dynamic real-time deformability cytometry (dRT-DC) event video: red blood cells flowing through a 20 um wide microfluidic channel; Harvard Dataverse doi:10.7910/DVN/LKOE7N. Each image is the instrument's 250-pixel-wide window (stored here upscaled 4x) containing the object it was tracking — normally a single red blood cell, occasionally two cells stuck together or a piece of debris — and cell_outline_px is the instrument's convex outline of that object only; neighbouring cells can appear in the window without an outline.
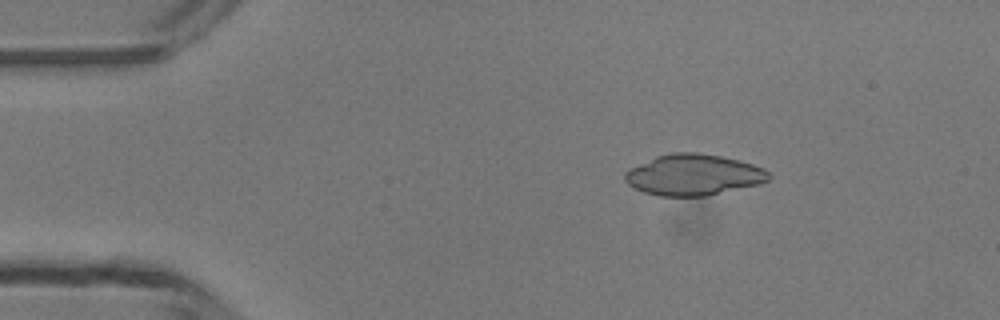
{"species": "common noctule bat (a hibernating species)", "species_latin": "Nyctalus noctula", "temperature_condition": "room temperature", "stored_images_in_passage": 48, "camera_frame_rate_fps": 3000, "um_per_image_px": 0.085, "animal": {"sex": "male", "body_mass_g": 13.3}, "frame": {"image": 1, "passage_image": 8, "time_ms": 2.333, "image_size_px": [1000, 320], "cell_outline_px": [[772, 176], [768, 180], [760, 184], [708, 196], [660, 196], [644, 192], [628, 184], [624, 180], [624, 172], [628, 168], [656, 156], [672, 152], [696, 152], [720, 156], [752, 164], [764, 168]], "centroid_in_image_um": [58.93, 14.86], "position_along_channel_um": 26.1, "area_um2": 34.56}}